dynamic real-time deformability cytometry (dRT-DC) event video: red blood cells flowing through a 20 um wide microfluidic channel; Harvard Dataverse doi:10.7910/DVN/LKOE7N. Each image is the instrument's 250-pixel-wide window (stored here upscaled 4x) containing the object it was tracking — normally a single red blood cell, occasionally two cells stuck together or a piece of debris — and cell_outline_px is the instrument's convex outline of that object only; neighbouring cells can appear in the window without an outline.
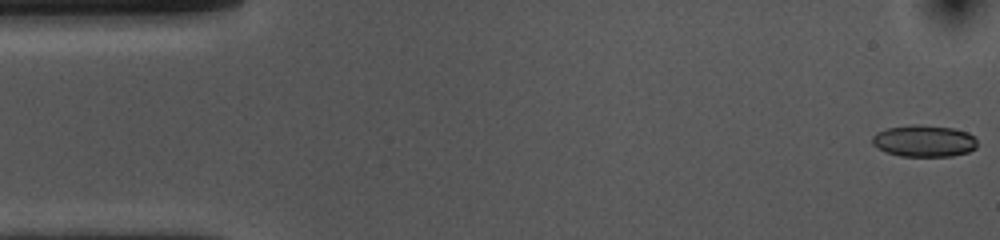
{"species": "common noctule bat (a hibernating species)", "species_latin": "Nyctalus noctula", "temperature_condition": "cold", "stored_images_in_passage": 53, "camera_frame_rate_fps": 3000, "um_per_image_px": 0.085, "animal": {"sex": "female", "body_mass_g": 10.0, "forearm_length_mm": 53.1}, "frame": {"image": 1, "passage_image": 1, "time_ms": 0.0, "image_size_px": [1000, 240], "cell_outline_px": [[976, 148], [968, 152], [952, 156], [900, 156], [888, 152], [872, 144], [872, 136], [876, 132], [888, 128], [912, 124], [920, 124], [952, 128], [968, 132], [976, 140]], "centroid_in_image_um": [78.54, 11.97], "position_along_channel_um": 6.5, "area_um2": 19.36}}
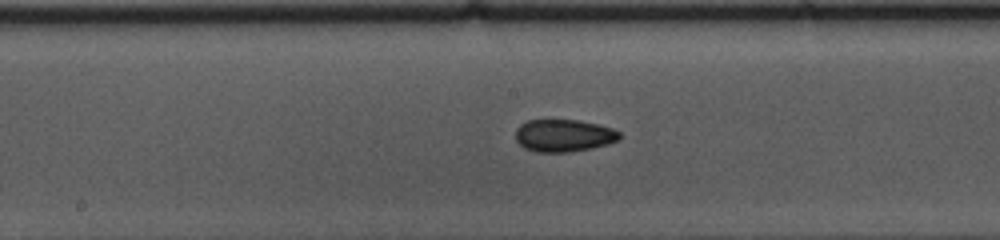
{"frame": {"image": 2, "passage_image": 26, "time_ms": 8.333, "image_size_px": [1000, 240], "cell_outline_px": [[620, 136], [616, 140], [608, 144], [592, 148], [568, 152], [536, 152], [524, 148], [516, 140], [516, 128], [520, 124], [528, 120], [548, 116], [576, 120], [596, 124], [612, 128], [620, 132]], "centroid_in_image_um": [47.85, 11.47], "position_along_channel_um": 200.4, "area_um2": 20.23}}
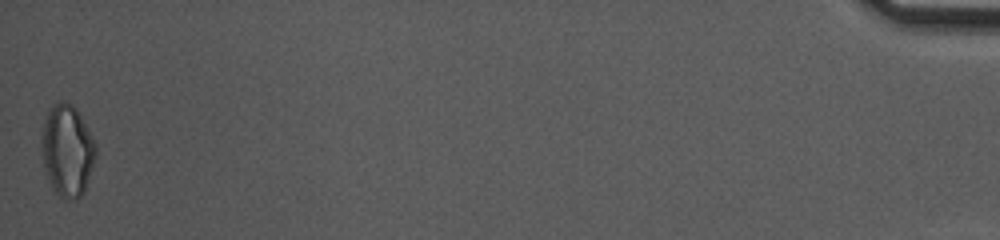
{"frame": {"image": 3, "passage_image": 53, "time_ms": 17.333, "image_size_px": [1000, 240], "cell_outline_px": [[96, 156], [84, 192], [76, 200], [64, 200], [52, 188], [48, 180], [44, 164], [44, 120], [48, 112], [60, 100], [64, 100], [72, 104], [76, 108], [96, 144]], "centroid_in_image_um": [5.76, 12.83], "position_along_channel_um": 429.4, "area_um2": 28.26}, "authors_computed_cell_mechanics": {"area_um2": 19.7676, "velocity_mm_per_s": 3.6931, "shape_relaxation_time_tau1_ms": 4.2296, "shape_relaxation_time_tau2_ms": 7.4005, "deformation_change_tau1": 0.0928, "deformation_change_tau2": 0.116}}